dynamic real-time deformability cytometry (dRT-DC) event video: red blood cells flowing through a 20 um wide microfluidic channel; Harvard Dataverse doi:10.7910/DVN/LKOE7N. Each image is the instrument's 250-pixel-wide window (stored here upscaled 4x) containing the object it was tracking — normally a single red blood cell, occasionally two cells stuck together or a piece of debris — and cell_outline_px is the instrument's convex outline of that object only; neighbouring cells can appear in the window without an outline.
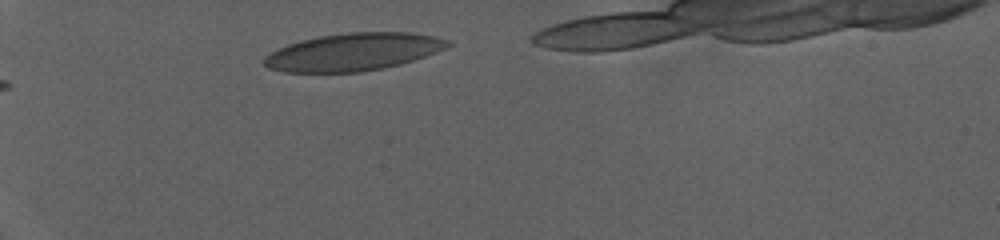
{"species": "human", "species_latin": "Homo sapiens", "temperature_condition": "warm", "stored_images_in_passage": 34, "camera_frame_rate_fps": 3000, "um_per_image_px": 0.085, "donor": {"sex": "female"}, "frame": {"image": 1, "passage_image": 1, "time_ms": 0.0, "image_size_px": [1000, 240], "cell_outline_px": [[452, 44], [448, 48], [400, 64], [360, 72], [284, 72], [268, 68], [264, 64], [264, 56], [288, 44], [300, 40], [320, 36], [348, 32], [412, 32], [436, 36], [448, 40]], "centroid_in_image_um": [30.05, 4.4], "position_along_channel_um": 55.0, "area_um2": 40.06}}
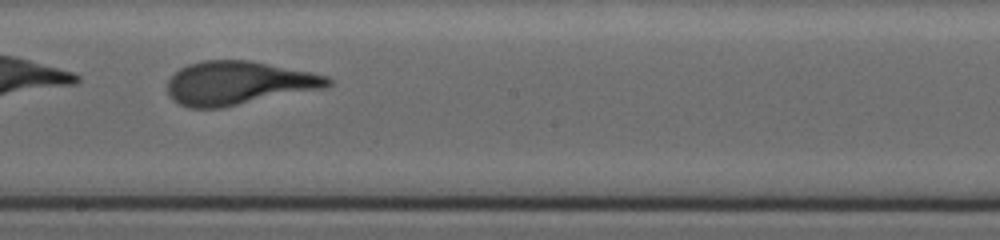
{"frame": {"image": 2, "passage_image": 15, "time_ms": 4.667, "image_size_px": [1000, 240], "cell_outline_px": [[332, 84], [328, 88], [224, 108], [188, 108], [172, 100], [168, 96], [168, 80], [180, 68], [188, 64], [204, 60], [248, 60], [328, 76], [332, 80]], "centroid_in_image_um": [20.28, 7.08], "position_along_channel_um": 227.9, "area_um2": 41.04}}
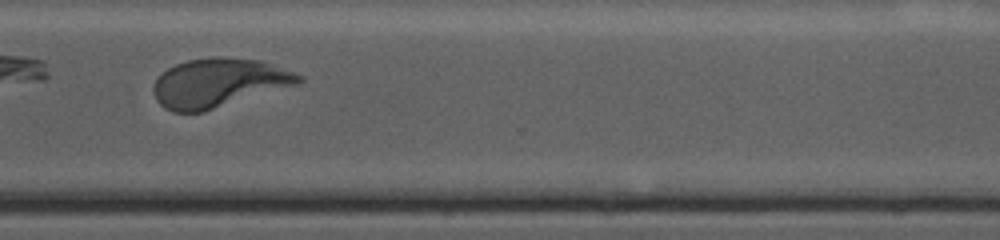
{"frame": {"image": 3, "passage_image": 28, "time_ms": 9.0, "image_size_px": [1000, 240], "cell_outline_px": [[304, 80], [296, 84], [204, 112], [172, 112], [164, 108], [156, 100], [152, 88], [156, 80], [168, 68], [176, 64], [188, 60], [216, 56], [220, 56], [260, 60], [304, 76]], "centroid_in_image_um": [18.56, 7.04], "position_along_channel_um": 352.0, "area_um2": 41.1}}